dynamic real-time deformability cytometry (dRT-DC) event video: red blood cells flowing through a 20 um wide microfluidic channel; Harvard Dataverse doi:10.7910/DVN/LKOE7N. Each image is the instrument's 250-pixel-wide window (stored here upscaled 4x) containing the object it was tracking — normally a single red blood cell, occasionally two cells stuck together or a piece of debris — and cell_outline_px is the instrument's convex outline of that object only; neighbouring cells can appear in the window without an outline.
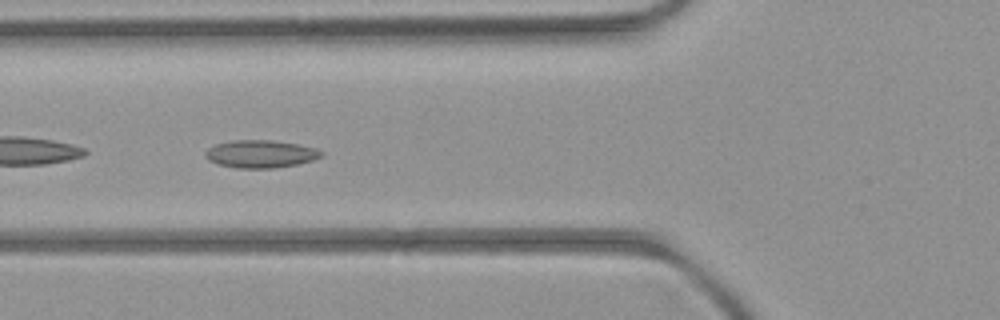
{"species": "common noctule bat (a hibernating species)", "species_latin": "Nyctalus noctula", "temperature_condition": "room temperature", "stored_images_in_passage": 7, "camera_frame_rate_fps": 3000, "um_per_image_px": 0.085, "animal": {"sex": "female", "body_mass_g": 21.9}, "frame": {"image": 1, "passage_image": 5, "time_ms": 5.333, "image_size_px": [1000, 320], "cell_outline_px": [[324, 156], [312, 160], [296, 164], [276, 168], [236, 168], [216, 164], [208, 160], [204, 156], [204, 152], [208, 148], [216, 144], [232, 140], [272, 140], [296, 144], [316, 148], [324, 152]], "centroid_in_image_um": [22.13, 13.09], "position_along_channel_um": 103.7, "area_um2": 18.84}}
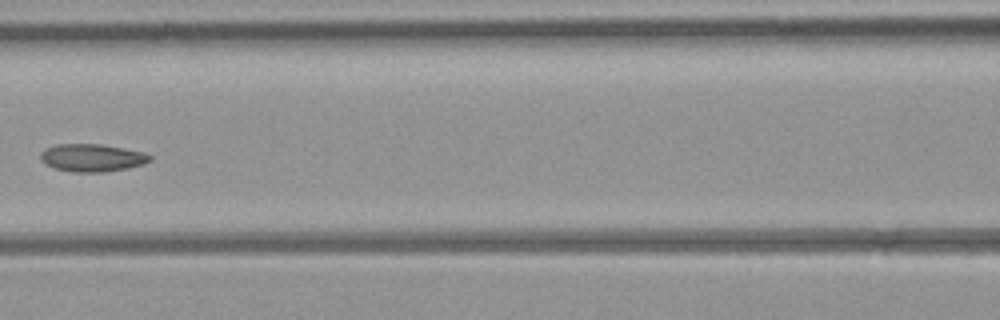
{"frame": {"image": 2, "passage_image": 6, "time_ms": 6.667, "image_size_px": [1000, 320], "cell_outline_px": [[152, 160], [144, 164], [128, 168], [104, 172], [72, 172], [56, 168], [44, 164], [40, 160], [40, 152], [56, 144], [100, 144], [124, 148], [144, 152], [152, 156]], "centroid_in_image_um": [7.84, 13.41], "position_along_channel_um": 158.8, "area_um2": 17.74}}
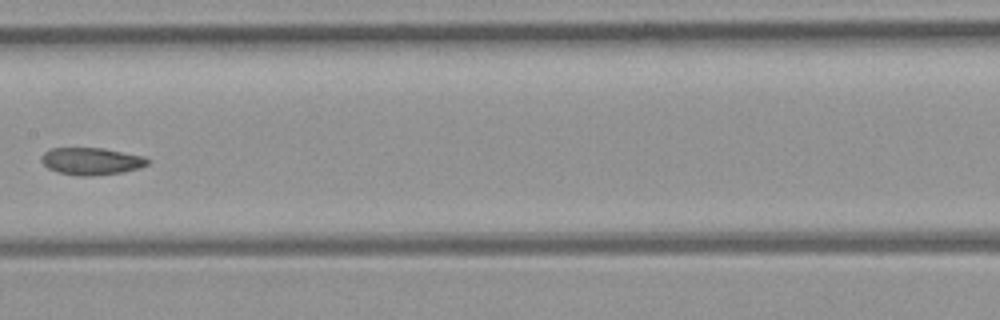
{"frame": {"image": 3, "passage_image": 7, "time_ms": 7.667, "image_size_px": [1000, 320], "cell_outline_px": [[152, 160], [148, 164], [140, 168], [124, 172], [92, 176], [80, 176], [56, 172], [48, 168], [40, 160], [40, 156], [44, 152], [52, 148], [104, 148], [144, 156]], "centroid_in_image_um": [7.78, 13.7], "position_along_channel_um": 199.6, "area_um2": 17.11}}